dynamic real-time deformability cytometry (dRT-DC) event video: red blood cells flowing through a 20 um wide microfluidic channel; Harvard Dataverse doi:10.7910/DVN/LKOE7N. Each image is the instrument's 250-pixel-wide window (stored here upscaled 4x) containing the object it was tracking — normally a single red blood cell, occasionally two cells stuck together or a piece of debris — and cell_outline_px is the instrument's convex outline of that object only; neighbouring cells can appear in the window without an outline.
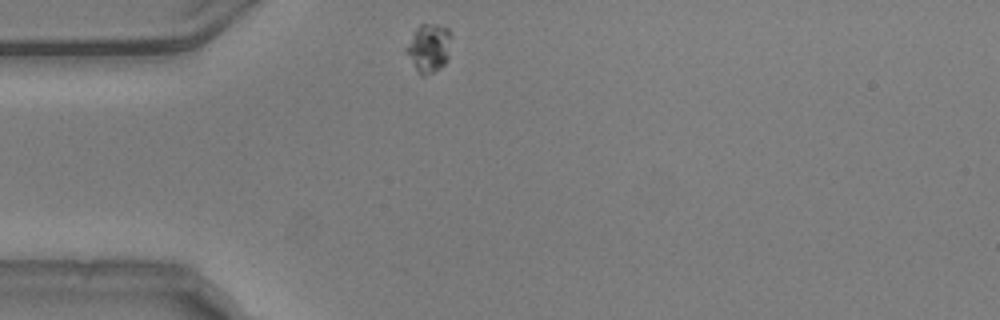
{"species": "common noctule bat (a hibernating species)", "species_latin": "Nyctalus noctula", "temperature_condition": "warm", "stored_images_in_passage": 44, "camera_frame_rate_fps": 3000, "um_per_image_px": 0.085, "animal": {"sex": "male", "body_mass_g": 20.5, "forearm_length_mm": 52.5}, "frame": {"image": 1, "passage_image": 1, "time_ms": 0.0, "image_size_px": [1000, 320], "cell_outline_px": [[452, 36], [448, 60], [440, 68], [424, 76], [420, 76], [404, 52], [404, 48], [416, 28], [420, 24], [436, 24], [448, 28], [452, 32]], "centroid_in_image_um": [36.45, 4.07], "position_along_channel_um": 48.5, "area_um2": 13.06}}
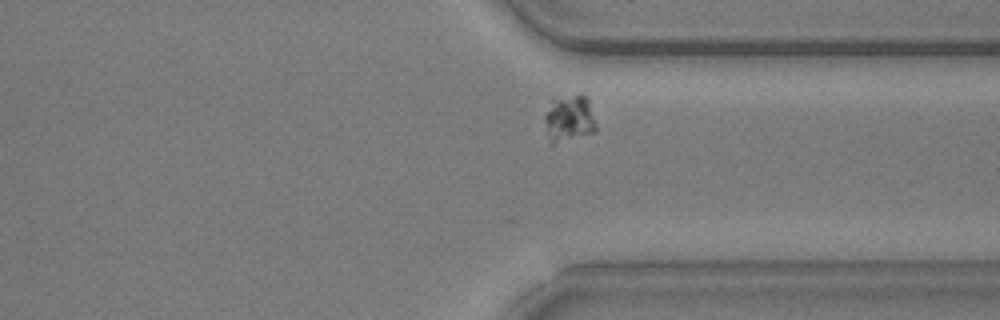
{"frame": {"image": 2, "passage_image": 30, "time_ms": 9.667, "image_size_px": [1000, 320], "cell_outline_px": [[596, 132], [552, 148], [544, 120], [544, 116], [560, 100], [580, 92], [584, 92], [588, 100], [596, 124]], "centroid_in_image_um": [48.45, 10.2], "position_along_channel_um": 363.0, "area_um2": 13.99}}
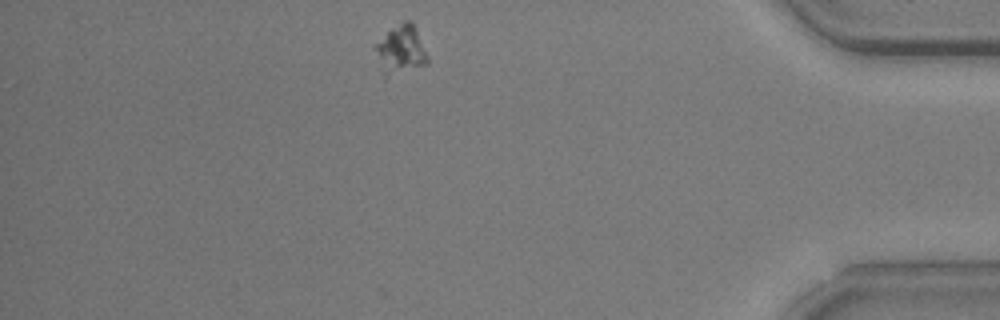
{"frame": {"image": 3, "passage_image": 37, "time_ms": 12.0, "image_size_px": [1000, 320], "cell_outline_px": [[428, 64], [384, 80], [372, 48], [372, 44], [404, 20], [408, 20], [412, 24], [428, 56]], "centroid_in_image_um": [33.98, 4.33], "position_along_channel_um": 401.2, "area_um2": 15.2}}